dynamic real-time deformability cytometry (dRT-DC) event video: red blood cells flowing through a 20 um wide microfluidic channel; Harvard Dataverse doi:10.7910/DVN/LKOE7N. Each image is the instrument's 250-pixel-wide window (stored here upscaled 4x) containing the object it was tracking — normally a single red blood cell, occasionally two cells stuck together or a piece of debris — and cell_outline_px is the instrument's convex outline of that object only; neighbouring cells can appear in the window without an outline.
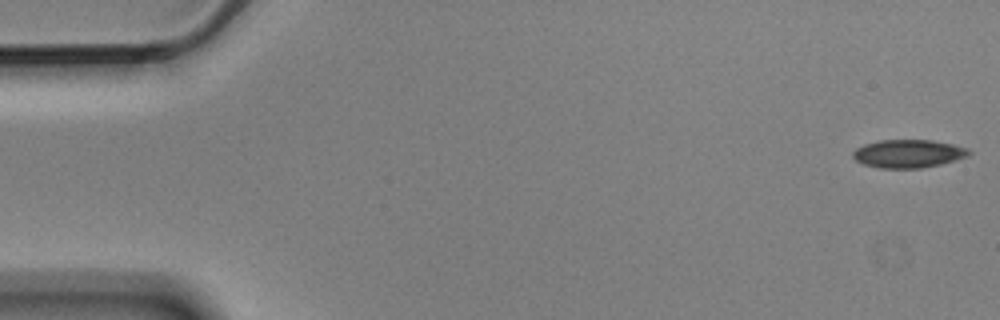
{"species": "Egyptian fruit bat (a non-hibernating species)", "species_latin": "Rousettus aegyptiacus", "temperature_condition": "cold", "stored_images_in_passage": 3, "camera_frame_rate_fps": 3000, "um_per_image_px": 0.085, "animal": {"sex": "male"}, "frame": {"image": 1, "passage_image": 1, "time_ms": 0.0, "image_size_px": [1000, 320], "cell_outline_px": [[972, 152], [968, 156], [956, 160], [940, 164], [920, 168], [880, 168], [864, 164], [856, 160], [852, 156], [852, 152], [856, 148], [864, 144], [880, 140], [932, 140], [952, 144], [968, 148]], "centroid_in_image_um": [77.21, 13.05], "position_along_channel_um": 7.8, "area_um2": 19.02}}
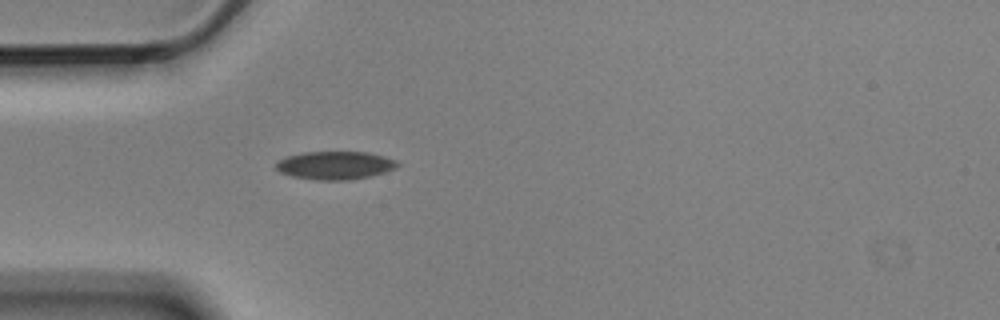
{"frame": {"image": 2, "passage_image": 3, "time_ms": 0.667, "image_size_px": [1000, 320], "cell_outline_px": [[400, 164], [396, 168], [384, 172], [368, 176], [348, 180], [316, 180], [292, 176], [280, 172], [276, 168], [276, 164], [280, 160], [288, 156], [304, 152], [368, 152], [384, 156], [396, 160]], "centroid_in_image_um": [28.5, 14.05], "position_along_channel_um": 56.5, "area_um2": 19.77}}